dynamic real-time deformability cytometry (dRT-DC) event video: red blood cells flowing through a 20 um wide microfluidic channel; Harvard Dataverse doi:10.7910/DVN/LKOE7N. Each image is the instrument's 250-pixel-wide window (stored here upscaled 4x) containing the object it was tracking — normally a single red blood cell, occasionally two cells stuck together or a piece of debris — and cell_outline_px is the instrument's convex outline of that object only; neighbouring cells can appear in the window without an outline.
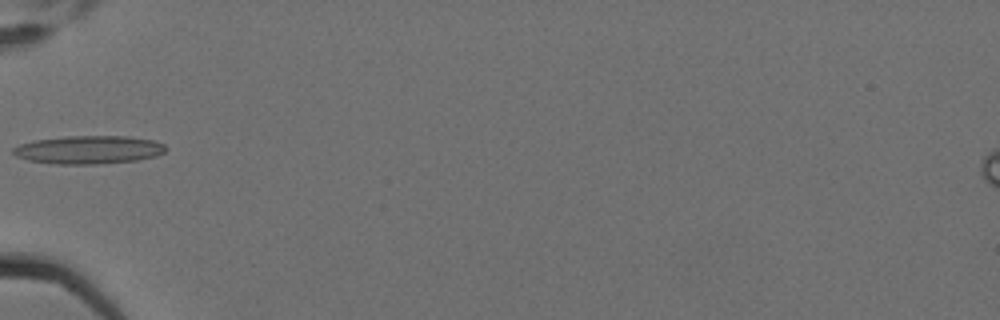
{"species": "Egyptian fruit bat (a non-hibernating species)", "species_latin": "Rousettus aegyptiacus", "temperature_condition": "cold", "stored_images_in_passage": 6, "camera_frame_rate_fps": 3000, "um_per_image_px": 0.085, "animal": {"sex": "female"}, "frame": {"image": 1, "passage_image": 6, "time_ms": 1.667, "image_size_px": [1000, 320], "cell_outline_px": [[164, 152], [156, 156], [136, 160], [96, 164], [56, 164], [28, 160], [16, 156], [12, 152], [12, 148], [20, 144], [36, 140], [68, 136], [124, 136], [152, 140], [164, 144]], "centroid_in_image_um": [7.51, 12.73], "position_along_channel_um": 77.5, "area_um2": 24.85}}